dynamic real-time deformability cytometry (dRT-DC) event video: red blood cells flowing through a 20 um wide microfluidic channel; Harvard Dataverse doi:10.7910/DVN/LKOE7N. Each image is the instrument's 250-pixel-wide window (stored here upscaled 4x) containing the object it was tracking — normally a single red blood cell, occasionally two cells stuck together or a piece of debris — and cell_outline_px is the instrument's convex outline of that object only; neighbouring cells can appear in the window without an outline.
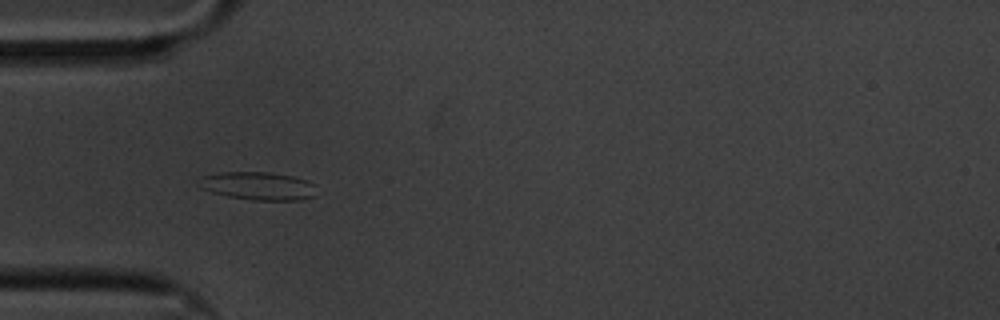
{"species": "common noctule bat (a hibernating species)", "species_latin": "Nyctalus noctula", "temperature_condition": "cold", "stored_images_in_passage": 45, "camera_frame_rate_fps": 3000, "um_per_image_px": 0.085, "animal": {"sex": "male", "body_mass_g": 20.1, "forearm_length_mm": 53.5}, "frame": {"image": 1, "passage_image": 4, "time_ms": 1.0, "image_size_px": [1000, 320], "cell_outline_px": [[316, 196], [300, 200], [252, 200], [228, 196], [212, 192], [200, 188], [200, 176], [220, 172], [268, 172], [292, 176], [308, 180], [316, 184]], "centroid_in_image_um": [21.98, 15.8], "position_along_channel_um": 63.0, "area_um2": 19.42}}
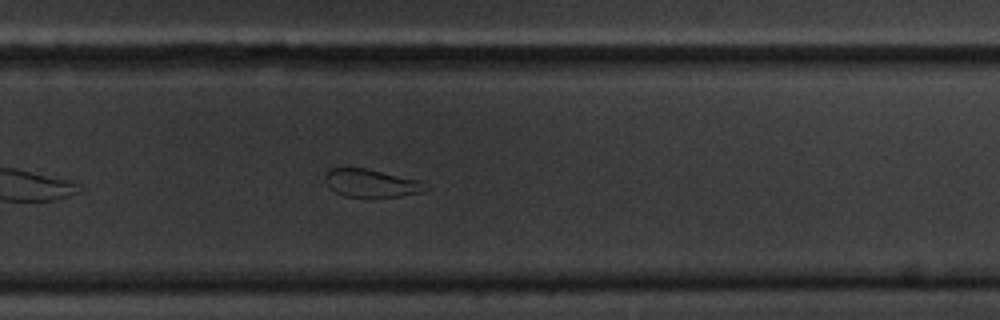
{"frame": {"image": 2, "passage_image": 25, "time_ms": 8.0, "image_size_px": [1000, 320], "cell_outline_px": [[432, 188], [420, 192], [400, 196], [344, 196], [336, 192], [324, 180], [324, 176], [332, 168], [364, 168], [420, 180], [428, 184]], "centroid_in_image_um": [31.61, 15.56], "position_along_channel_um": 298.2, "area_um2": 16.07}}
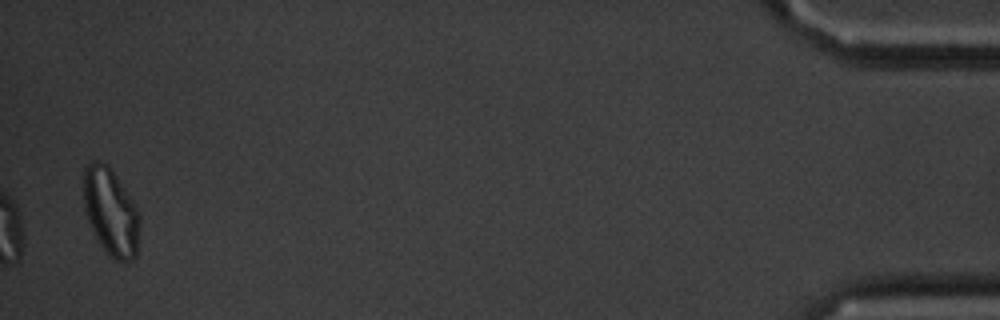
{"frame": {"image": 3, "passage_image": 44, "time_ms": 14.333, "image_size_px": [1000, 320], "cell_outline_px": [[140, 220], [136, 256], [132, 260], [124, 264], [108, 256], [100, 244], [84, 212], [84, 168], [92, 160], [96, 160], [108, 164], [136, 204], [140, 216]], "centroid_in_image_um": [9.43, 18.03], "position_along_channel_um": 425.8, "area_um2": 28.9}, "authors_computed_cell_mechanics": {"area_um2": 17.9758, "velocity_mm_per_s": 3.3757, "shape_relaxation_time_tau1_ms": 6.3808, "shape_relaxation_time_tau2_ms": 1.8339, "deformation_change_tau1": 0.1253, "deformation_change_tau2": 0.0832}}